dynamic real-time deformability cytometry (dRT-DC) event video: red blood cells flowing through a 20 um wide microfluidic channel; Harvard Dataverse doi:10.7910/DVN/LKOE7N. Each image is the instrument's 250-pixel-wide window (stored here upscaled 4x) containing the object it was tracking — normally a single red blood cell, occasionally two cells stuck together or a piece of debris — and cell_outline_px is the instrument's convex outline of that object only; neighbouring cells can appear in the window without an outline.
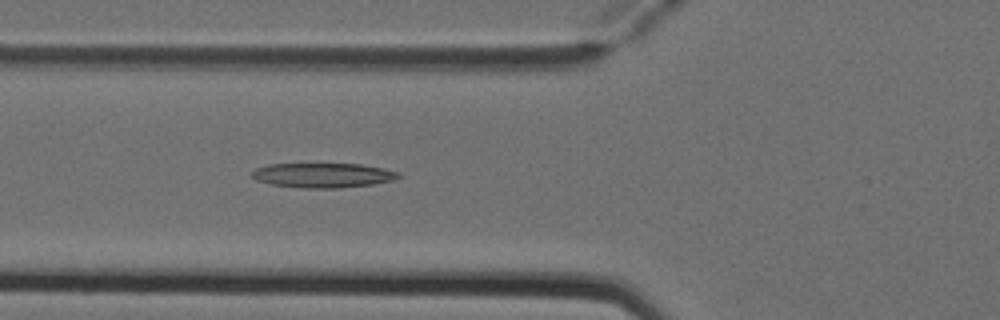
{"species": "Egyptian fruit bat (a non-hibernating species)", "species_latin": "Rousettus aegyptiacus", "temperature_condition": "cold", "stored_images_in_passage": 6, "camera_frame_rate_fps": 3000, "um_per_image_px": 0.085, "animal": {"sex": "female"}, "frame": {"image": 1, "passage_image": 6, "time_ms": 1.667, "image_size_px": [1000, 320], "cell_outline_px": [[400, 176], [392, 180], [372, 184], [340, 188], [304, 188], [272, 184], [256, 180], [252, 176], [252, 172], [256, 168], [268, 164], [360, 164], [384, 168], [400, 172]], "centroid_in_image_um": [27.46, 14.89], "position_along_channel_um": 98.3, "area_um2": 20.92}}